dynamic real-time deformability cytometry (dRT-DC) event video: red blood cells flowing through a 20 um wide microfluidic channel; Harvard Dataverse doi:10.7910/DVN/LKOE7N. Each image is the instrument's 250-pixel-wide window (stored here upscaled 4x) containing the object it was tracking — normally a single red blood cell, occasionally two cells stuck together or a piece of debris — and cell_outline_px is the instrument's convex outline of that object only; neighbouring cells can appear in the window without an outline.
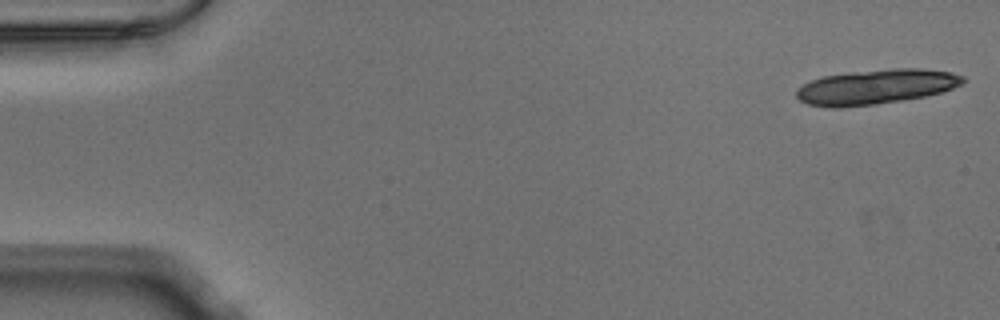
{"species": "Egyptian fruit bat (a non-hibernating species)", "species_latin": "Rousettus aegyptiacus", "temperature_condition": "warm", "stored_images_in_passage": 20, "camera_frame_rate_fps": 3000, "um_per_image_px": 0.085, "animal": {"sex": "male"}, "frame": {"image": 1, "passage_image": 1, "time_ms": 0.0, "image_size_px": [1000, 320], "cell_outline_px": [[968, 80], [964, 84], [940, 92], [924, 96], [876, 104], [840, 108], [828, 108], [808, 104], [800, 100], [796, 96], [796, 88], [812, 80], [824, 76], [852, 72], [888, 68], [920, 68], [952, 72], [964, 76]], "centroid_in_image_um": [74.48, 7.37], "position_along_channel_um": 10.5, "area_um2": 33.93}}